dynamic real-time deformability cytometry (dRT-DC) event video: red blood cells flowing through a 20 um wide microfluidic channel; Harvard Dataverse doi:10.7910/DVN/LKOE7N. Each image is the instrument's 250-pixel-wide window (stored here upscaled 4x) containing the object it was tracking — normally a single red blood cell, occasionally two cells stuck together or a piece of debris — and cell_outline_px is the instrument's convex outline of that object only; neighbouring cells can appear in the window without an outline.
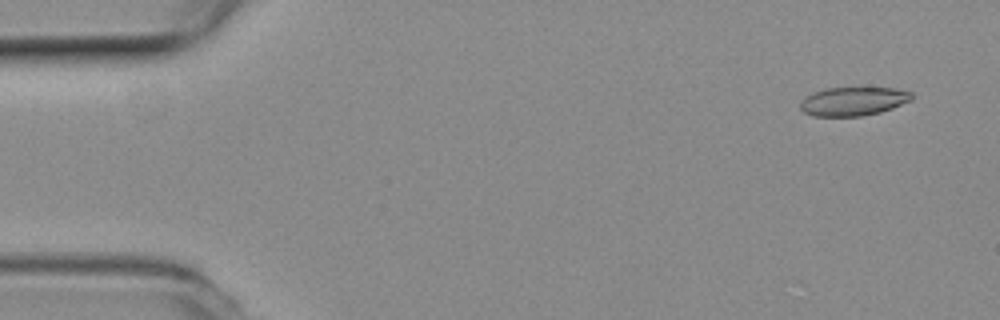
{"species": "common noctule bat (a hibernating species)", "species_latin": "Nyctalus noctula", "temperature_condition": "room temperature", "stored_images_in_passage": 47, "camera_frame_rate_fps": 3000, "um_per_image_px": 0.085, "animal": {"sex": "female", "body_mass_g": 19.3, "forearm_length_mm": 54.1}, "frame": {"image": 1, "passage_image": 1, "time_ms": 0.0, "image_size_px": [1000, 320], "cell_outline_px": [[912, 100], [892, 108], [880, 112], [860, 116], [812, 116], [804, 112], [800, 108], [800, 104], [804, 96], [812, 92], [824, 88], [896, 88], [912, 92]], "centroid_in_image_um": [72.5, 8.6], "position_along_channel_um": 12.5, "area_um2": 18.73}}
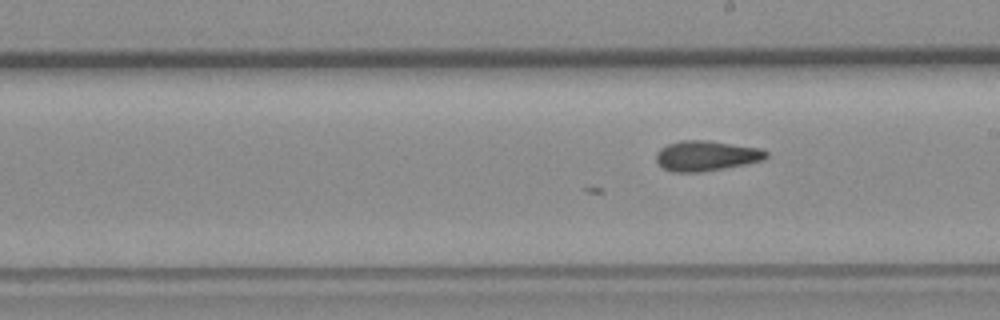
{"frame": {"image": 2, "passage_image": 27, "time_ms": 8.667, "image_size_px": [1000, 320], "cell_outline_px": [[768, 156], [764, 160], [724, 168], [700, 172], [672, 172], [664, 168], [656, 160], [656, 152], [660, 148], [668, 144], [680, 140], [708, 140], [760, 148], [768, 152]], "centroid_in_image_um": [60.03, 13.23], "position_along_channel_um": 229.0, "area_um2": 19.36}}
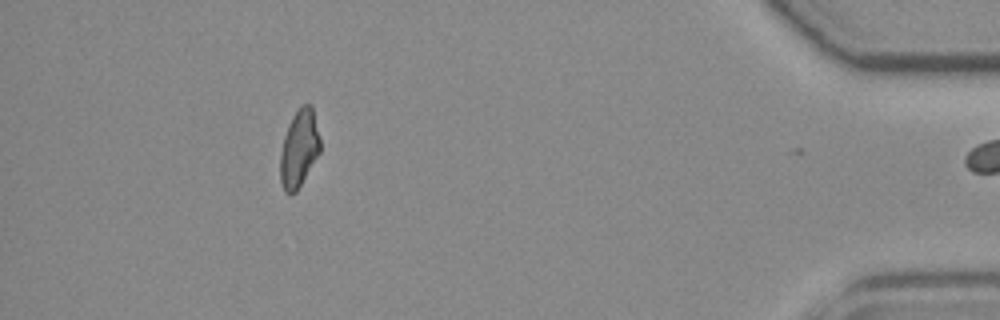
{"frame": {"image": 3, "passage_image": 46, "time_ms": 15.0, "image_size_px": [1000, 320], "cell_outline_px": [[320, 152], [296, 192], [284, 192], [280, 180], [280, 152], [284, 136], [288, 124], [292, 116], [300, 104], [312, 104], [320, 140]], "centroid_in_image_um": [25.41, 12.58], "position_along_channel_um": 409.8, "area_um2": 18.03}}